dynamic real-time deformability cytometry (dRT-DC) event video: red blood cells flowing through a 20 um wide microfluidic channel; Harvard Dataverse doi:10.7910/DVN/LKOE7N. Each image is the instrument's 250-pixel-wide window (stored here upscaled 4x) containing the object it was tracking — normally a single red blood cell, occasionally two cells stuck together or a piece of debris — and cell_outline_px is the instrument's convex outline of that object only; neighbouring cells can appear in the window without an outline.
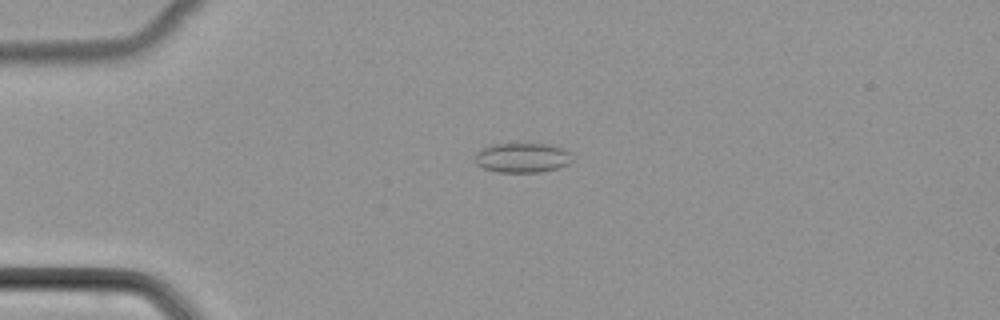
{"species": "common noctule bat (a hibernating species)", "species_latin": "Nyctalus noctula", "temperature_condition": "cold", "stored_images_in_passage": 39, "camera_frame_rate_fps": 3000, "um_per_image_px": 0.085, "animal": {"sex": "female", "body_mass_g": 22.7, "forearm_length_mm": 54.2}, "frame": {"image": 1, "passage_image": 1, "time_ms": 0.0, "image_size_px": [1000, 320], "cell_outline_px": [[572, 160], [568, 164], [560, 168], [540, 172], [496, 172], [484, 168], [476, 164], [476, 152], [492, 144], [548, 144], [564, 148], [568, 152]], "centroid_in_image_um": [44.41, 13.41], "position_along_channel_um": 40.6, "area_um2": 16.76}}
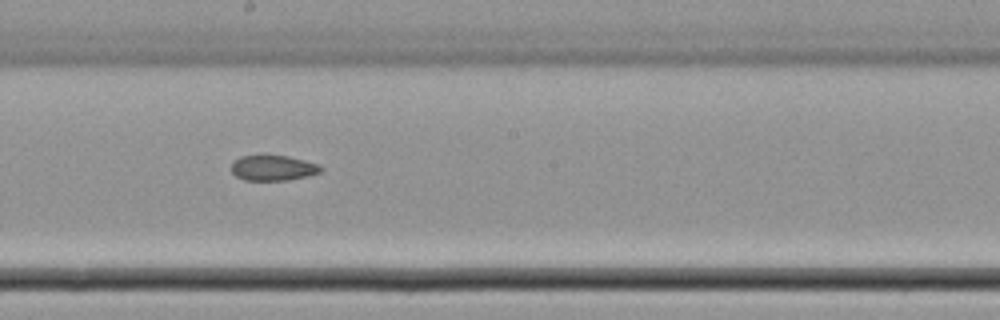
{"frame": {"image": 2, "passage_image": 17, "time_ms": 5.333, "image_size_px": [1000, 320], "cell_outline_px": [[324, 168], [320, 172], [308, 176], [288, 180], [244, 180], [236, 176], [232, 172], [232, 164], [240, 156], [260, 152], [264, 152], [288, 156], [320, 164]], "centroid_in_image_um": [23.21, 14.22], "position_along_channel_um": 225.0, "area_um2": 13.87}}
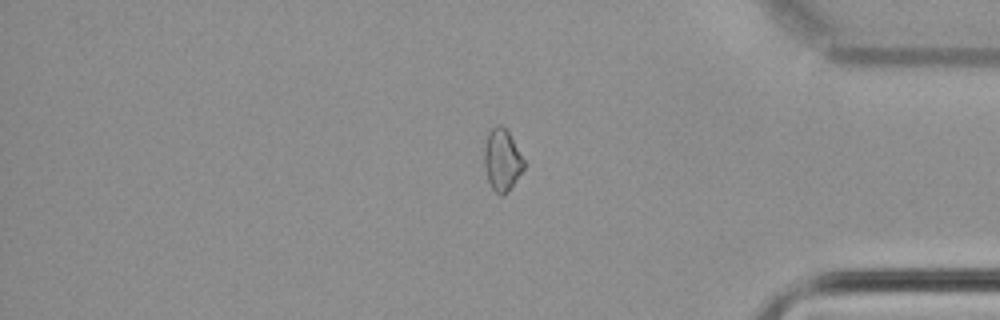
{"frame": {"image": 3, "passage_image": 31, "time_ms": 10.0, "image_size_px": [1000, 320], "cell_outline_px": [[524, 168], [512, 184], [500, 196], [492, 188], [488, 180], [484, 168], [484, 148], [488, 132], [496, 124], [500, 124], [508, 132], [524, 160]], "centroid_in_image_um": [42.64, 13.56], "position_along_channel_um": 392.6, "area_um2": 13.87}}